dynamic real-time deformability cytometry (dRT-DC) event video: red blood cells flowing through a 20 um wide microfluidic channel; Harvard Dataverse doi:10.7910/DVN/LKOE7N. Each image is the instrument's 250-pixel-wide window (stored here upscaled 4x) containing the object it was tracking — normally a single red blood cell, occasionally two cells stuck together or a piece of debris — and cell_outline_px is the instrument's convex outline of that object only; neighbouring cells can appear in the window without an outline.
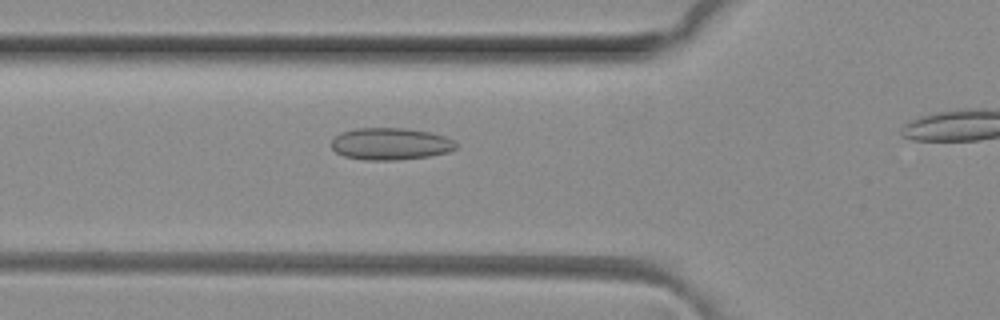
{"species": "common noctule bat (a hibernating species)", "species_latin": "Nyctalus noctula", "temperature_condition": "room temperature", "stored_images_in_passage": 5, "camera_frame_rate_fps": 3000, "um_per_image_px": 0.085, "animal": {"sex": "female", "body_mass_g": 29.2, "forearm_length_mm": 56.3}, "frame": {"image": 1, "passage_image": 4, "time_ms": 1.0, "image_size_px": [1000, 320], "cell_outline_px": [[456, 148], [448, 152], [428, 156], [396, 160], [364, 160], [344, 156], [336, 152], [332, 148], [332, 140], [340, 132], [360, 128], [404, 128], [428, 132], [444, 136], [452, 140], [456, 144]], "centroid_in_image_um": [33.16, 12.23], "position_along_channel_um": 92.6, "area_um2": 23.06}}